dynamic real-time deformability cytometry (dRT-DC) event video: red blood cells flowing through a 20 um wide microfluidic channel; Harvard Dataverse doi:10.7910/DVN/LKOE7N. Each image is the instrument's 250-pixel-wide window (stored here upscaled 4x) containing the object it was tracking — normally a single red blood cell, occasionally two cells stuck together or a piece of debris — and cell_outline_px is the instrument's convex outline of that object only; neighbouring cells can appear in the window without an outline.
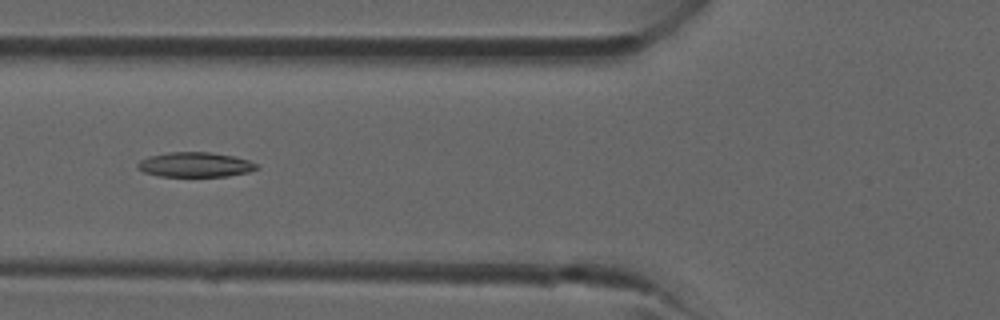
{"species": "common noctule bat (a hibernating species)", "species_latin": "Nyctalus noctula", "temperature_condition": "room temperature", "stored_images_in_passage": 40, "camera_frame_rate_fps": 3000, "um_per_image_px": 0.085, "animal": {"sex": "male", "forearm_length_mm": 52.5}, "frame": {"image": 1, "passage_image": 15, "time_ms": 4.667, "image_size_px": [1000, 320], "cell_outline_px": [[260, 168], [248, 172], [228, 176], [160, 176], [144, 172], [136, 168], [136, 164], [140, 160], [148, 156], [168, 152], [212, 152], [236, 156], [248, 160], [256, 164]], "centroid_in_image_um": [16.58, 13.99], "position_along_channel_um": 109.2, "area_um2": 17.34}}
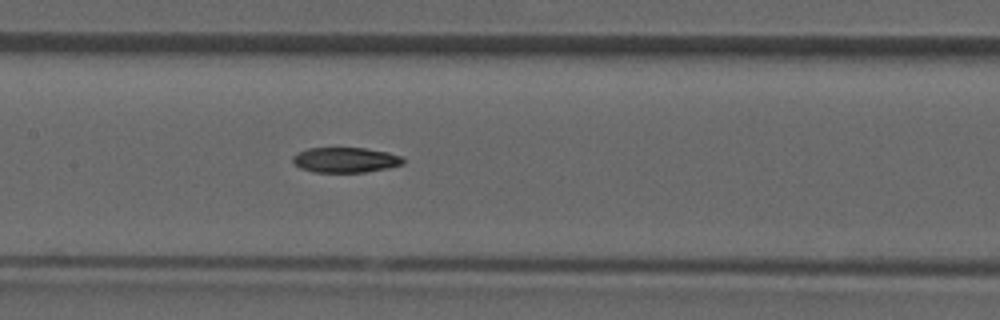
{"frame": {"image": 2, "passage_image": 19, "time_ms": 6.0, "image_size_px": [1000, 320], "cell_outline_px": [[404, 164], [388, 168], [364, 172], [312, 172], [300, 168], [292, 160], [292, 156], [296, 152], [308, 148], [364, 148], [388, 152], [400, 156], [404, 160]], "centroid_in_image_um": [29.34, 13.59], "position_along_channel_um": 178.1, "area_um2": 16.24}}
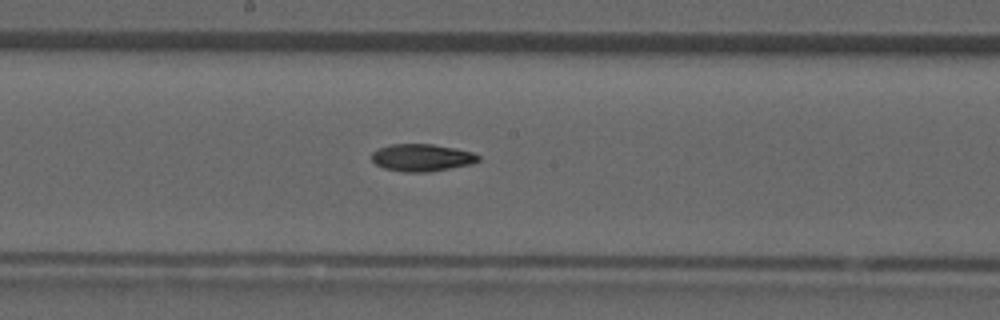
{"frame": {"image": 3, "passage_image": 21, "time_ms": 6.667, "image_size_px": [1000, 320], "cell_outline_px": [[480, 160], [472, 164], [428, 172], [404, 172], [384, 168], [376, 164], [372, 160], [372, 152], [380, 148], [392, 144], [432, 144], [456, 148], [472, 152], [480, 156]], "centroid_in_image_um": [35.88, 13.4], "position_along_channel_um": 212.3, "area_um2": 16.94}}